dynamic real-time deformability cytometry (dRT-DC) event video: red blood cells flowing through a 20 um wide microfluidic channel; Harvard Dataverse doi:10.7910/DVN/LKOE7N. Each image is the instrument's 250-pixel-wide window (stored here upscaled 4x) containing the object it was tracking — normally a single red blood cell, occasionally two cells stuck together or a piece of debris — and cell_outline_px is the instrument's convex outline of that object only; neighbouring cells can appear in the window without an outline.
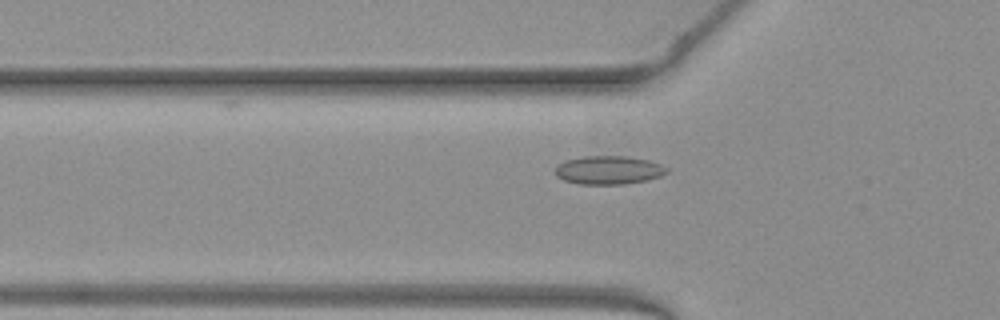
{"species": "common noctule bat (a hibernating species)", "species_latin": "Nyctalus noctula", "temperature_condition": "warm", "stored_images_in_passage": 54, "camera_frame_rate_fps": 3000, "um_per_image_px": 0.085, "animal": {"sex": "female", "body_mass_g": 19.3, "forearm_length_mm": 54.1}, "frame": {"image": 1, "passage_image": 18, "time_ms": 5.667, "image_size_px": [1000, 320], "cell_outline_px": [[668, 172], [660, 176], [648, 180], [624, 184], [580, 184], [564, 180], [556, 176], [556, 168], [564, 160], [580, 156], [624, 156], [648, 160], [660, 164], [668, 168]], "centroid_in_image_um": [51.74, 14.45], "position_along_channel_um": 74.1, "area_um2": 18.5}}
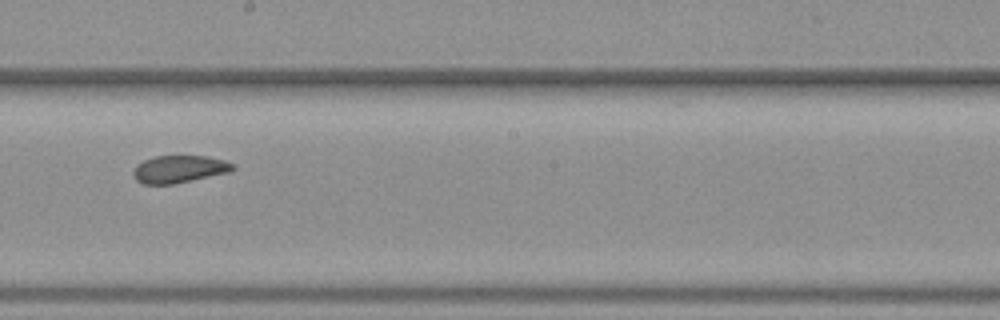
{"frame": {"image": 2, "passage_image": 30, "time_ms": 9.667, "image_size_px": [1000, 320], "cell_outline_px": [[236, 168], [232, 172], [172, 184], [144, 184], [136, 180], [132, 172], [136, 164], [144, 160], [156, 156], [208, 156], [224, 160], [236, 164]], "centroid_in_image_um": [15.27, 14.37], "position_along_channel_um": 232.9, "area_um2": 16.07}}
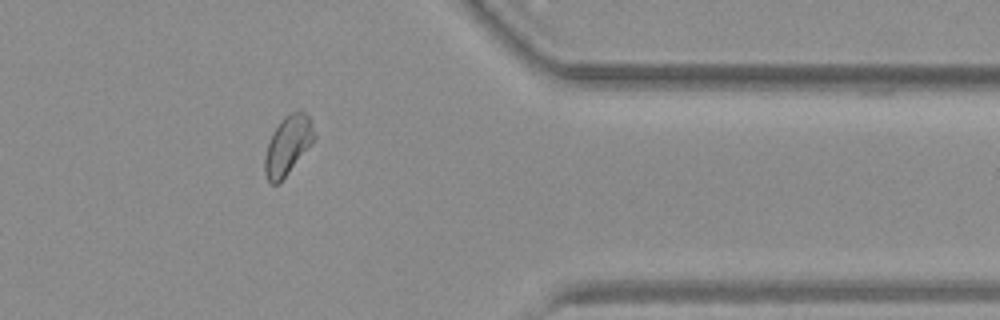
{"frame": {"image": 3, "passage_image": 43, "time_ms": 14.0, "image_size_px": [1000, 320], "cell_outline_px": [[316, 136], [312, 144], [288, 172], [276, 184], [272, 184], [268, 180], [264, 172], [264, 156], [272, 132], [280, 120], [284, 116], [300, 108], [308, 116]], "centroid_in_image_um": [24.46, 12.3], "position_along_channel_um": 386.9, "area_um2": 16.82}, "authors_computed_cell_mechanics": {"area_um2": 17.3978, "velocity_mm_per_s": 3.9588, "shape_relaxation_time_tau1_ms": null, "shape_relaxation_time_tau2_ms": 2.1458, "deformation_change_tau1": null, "deformation_change_tau2": 0.0561}}